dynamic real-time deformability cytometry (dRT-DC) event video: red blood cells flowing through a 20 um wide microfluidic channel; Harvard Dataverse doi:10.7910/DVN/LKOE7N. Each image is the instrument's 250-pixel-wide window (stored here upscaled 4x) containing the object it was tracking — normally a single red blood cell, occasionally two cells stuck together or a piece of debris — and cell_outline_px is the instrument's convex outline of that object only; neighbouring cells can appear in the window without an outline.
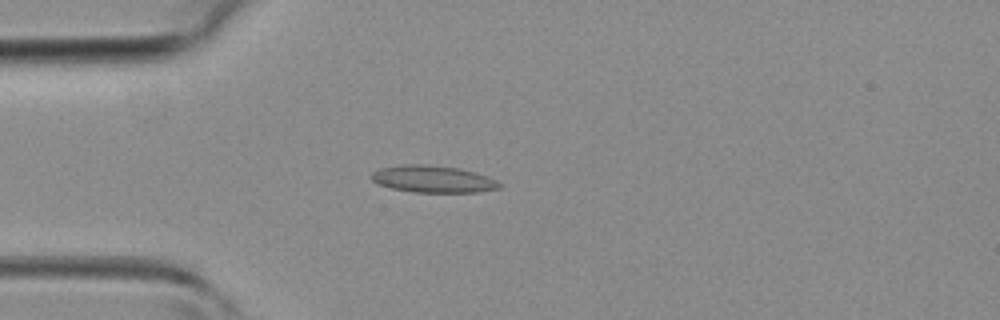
{"species": "common noctule bat (a hibernating species)", "species_latin": "Nyctalus noctula", "temperature_condition": "room temperature", "stored_images_in_passage": 40, "camera_frame_rate_fps": 3000, "um_per_image_px": 0.085, "animal": {"sex": "female", "body_mass_g": 19.3, "forearm_length_mm": 54.1}, "frame": {"image": 1, "passage_image": 9, "time_ms": 2.667, "image_size_px": [1000, 320], "cell_outline_px": [[504, 184], [500, 188], [476, 192], [412, 192], [392, 188], [376, 184], [372, 180], [372, 172], [380, 168], [404, 164], [424, 164], [460, 168], [476, 172], [496, 180]], "centroid_in_image_um": [36.81, 15.22], "position_along_channel_um": 48.2, "area_um2": 20.23}}
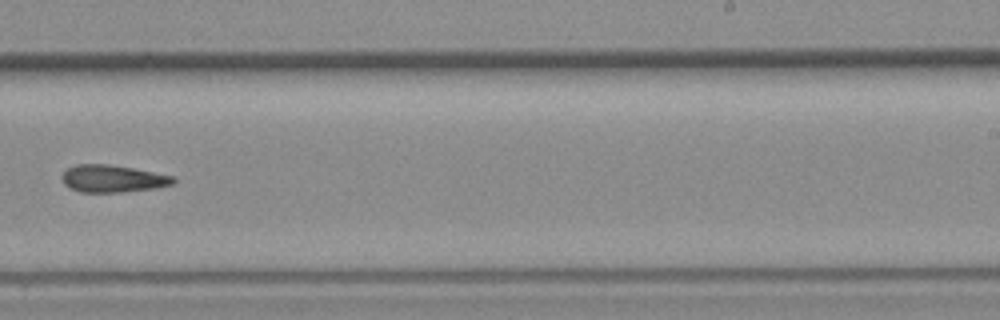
{"frame": {"image": 2, "passage_image": 24, "time_ms": 7.667, "image_size_px": [1000, 320], "cell_outline_px": [[176, 184], [156, 188], [124, 192], [80, 192], [64, 184], [64, 172], [68, 168], [76, 164], [108, 164], [132, 168], [176, 176]], "centroid_in_image_um": [9.67, 15.19], "position_along_channel_um": 279.3, "area_um2": 17.69}}
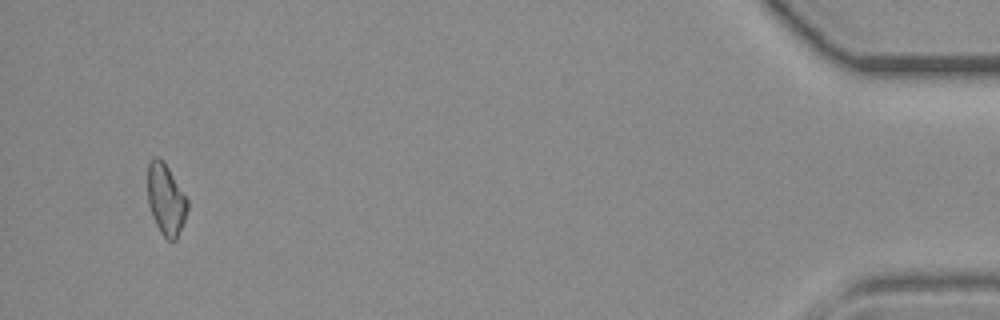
{"frame": {"image": 3, "passage_image": 38, "time_ms": 12.333, "image_size_px": [1000, 320], "cell_outline_px": [[188, 208], [184, 220], [176, 240], [168, 240], [160, 232], [152, 216], [148, 204], [148, 164], [152, 156], [156, 156], [164, 160], [188, 200]], "centroid_in_image_um": [14.09, 16.92], "position_along_channel_um": 421.1, "area_um2": 16.53}}